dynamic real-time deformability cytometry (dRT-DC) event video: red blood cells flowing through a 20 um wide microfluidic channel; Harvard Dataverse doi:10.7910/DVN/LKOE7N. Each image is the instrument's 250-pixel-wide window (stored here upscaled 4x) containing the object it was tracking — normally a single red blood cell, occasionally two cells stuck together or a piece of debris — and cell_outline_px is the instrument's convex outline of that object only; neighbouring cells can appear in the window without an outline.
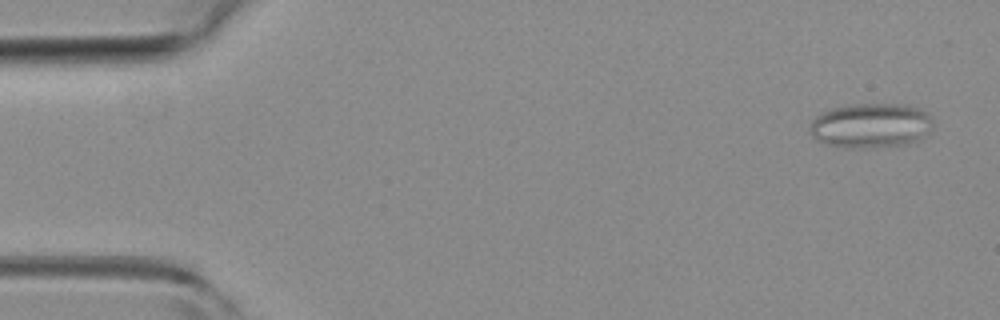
{"species": "common noctule bat (a hibernating species)", "species_latin": "Nyctalus noctula", "temperature_condition": "room temperature", "stored_images_in_passage": 52, "segment_of_instrument_passage": [1, 2], "camera_frame_rate_fps": 3000, "um_per_image_px": 0.085, "animal": {"sex": "female", "body_mass_g": 19.3, "forearm_length_mm": 54.1}, "frame": {"image": 1, "passage_image": 3, "time_ms": 0.667, "image_size_px": [1000, 320], "cell_outline_px": [[932, 128], [928, 132], [908, 144], [868, 148], [844, 148], [828, 144], [816, 140], [808, 132], [808, 128], [812, 120], [816, 116], [828, 108], [852, 104], [908, 104], [920, 108], [928, 112], [932, 120]], "centroid_in_image_um": [73.98, 10.66], "position_along_channel_um": 11.0, "area_um2": 32.54}}